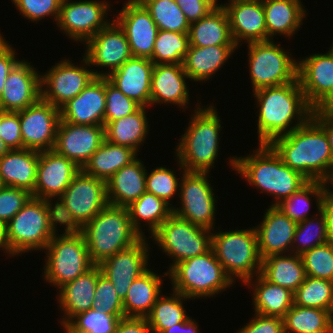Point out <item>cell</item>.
I'll use <instances>...</instances> for the list:
<instances>
[{
    "label": "cell",
    "instance_id": "6da1fadb",
    "mask_svg": "<svg viewBox=\"0 0 333 333\" xmlns=\"http://www.w3.org/2000/svg\"><path fill=\"white\" fill-rule=\"evenodd\" d=\"M253 93L259 107L256 112L258 144H269L274 138L304 125L312 117L313 108L307 103L298 79Z\"/></svg>",
    "mask_w": 333,
    "mask_h": 333
},
{
    "label": "cell",
    "instance_id": "7a4b0ae2",
    "mask_svg": "<svg viewBox=\"0 0 333 333\" xmlns=\"http://www.w3.org/2000/svg\"><path fill=\"white\" fill-rule=\"evenodd\" d=\"M269 145L283 163L308 180L328 183L333 176V156L325 131L310 118L290 133L274 138Z\"/></svg>",
    "mask_w": 333,
    "mask_h": 333
},
{
    "label": "cell",
    "instance_id": "3957f363",
    "mask_svg": "<svg viewBox=\"0 0 333 333\" xmlns=\"http://www.w3.org/2000/svg\"><path fill=\"white\" fill-rule=\"evenodd\" d=\"M229 166L250 186L273 196L274 201L270 206H276L309 181L300 172L284 164L269 144H258L257 149H253L248 156H230Z\"/></svg>",
    "mask_w": 333,
    "mask_h": 333
},
{
    "label": "cell",
    "instance_id": "277c9868",
    "mask_svg": "<svg viewBox=\"0 0 333 333\" xmlns=\"http://www.w3.org/2000/svg\"><path fill=\"white\" fill-rule=\"evenodd\" d=\"M198 102L174 153L185 171L210 172L220 154L219 134L224 126L213 103L203 107Z\"/></svg>",
    "mask_w": 333,
    "mask_h": 333
},
{
    "label": "cell",
    "instance_id": "5b68a950",
    "mask_svg": "<svg viewBox=\"0 0 333 333\" xmlns=\"http://www.w3.org/2000/svg\"><path fill=\"white\" fill-rule=\"evenodd\" d=\"M31 197L24 207L4 226L7 256L41 251L58 232L55 203ZM32 250V251H31Z\"/></svg>",
    "mask_w": 333,
    "mask_h": 333
},
{
    "label": "cell",
    "instance_id": "8992f818",
    "mask_svg": "<svg viewBox=\"0 0 333 333\" xmlns=\"http://www.w3.org/2000/svg\"><path fill=\"white\" fill-rule=\"evenodd\" d=\"M79 232L85 239L94 265L101 264L142 238L132 226L128 208L111 204H107Z\"/></svg>",
    "mask_w": 333,
    "mask_h": 333
},
{
    "label": "cell",
    "instance_id": "52a82bcc",
    "mask_svg": "<svg viewBox=\"0 0 333 333\" xmlns=\"http://www.w3.org/2000/svg\"><path fill=\"white\" fill-rule=\"evenodd\" d=\"M55 201L57 224L79 231L108 204L106 182L81 170Z\"/></svg>",
    "mask_w": 333,
    "mask_h": 333
},
{
    "label": "cell",
    "instance_id": "ba28073f",
    "mask_svg": "<svg viewBox=\"0 0 333 333\" xmlns=\"http://www.w3.org/2000/svg\"><path fill=\"white\" fill-rule=\"evenodd\" d=\"M168 277L172 290L191 300L213 298L235 285L212 248L202 255L179 262L168 272Z\"/></svg>",
    "mask_w": 333,
    "mask_h": 333
},
{
    "label": "cell",
    "instance_id": "9c48e42d",
    "mask_svg": "<svg viewBox=\"0 0 333 333\" xmlns=\"http://www.w3.org/2000/svg\"><path fill=\"white\" fill-rule=\"evenodd\" d=\"M216 231L212 232L211 248L234 284L239 279L245 285L248 280L261 273L262 258L254 226Z\"/></svg>",
    "mask_w": 333,
    "mask_h": 333
},
{
    "label": "cell",
    "instance_id": "30bf717a",
    "mask_svg": "<svg viewBox=\"0 0 333 333\" xmlns=\"http://www.w3.org/2000/svg\"><path fill=\"white\" fill-rule=\"evenodd\" d=\"M43 251L44 281L57 290L94 266L85 239L76 230H63L60 235L57 232Z\"/></svg>",
    "mask_w": 333,
    "mask_h": 333
},
{
    "label": "cell",
    "instance_id": "8fae6325",
    "mask_svg": "<svg viewBox=\"0 0 333 333\" xmlns=\"http://www.w3.org/2000/svg\"><path fill=\"white\" fill-rule=\"evenodd\" d=\"M274 40L248 43L252 92L296 81L298 60ZM290 53V54H289Z\"/></svg>",
    "mask_w": 333,
    "mask_h": 333
},
{
    "label": "cell",
    "instance_id": "7c38bea8",
    "mask_svg": "<svg viewBox=\"0 0 333 333\" xmlns=\"http://www.w3.org/2000/svg\"><path fill=\"white\" fill-rule=\"evenodd\" d=\"M163 254L171 258L170 267L163 276L179 262L202 255L212 246V231L193 225L172 214L150 236Z\"/></svg>",
    "mask_w": 333,
    "mask_h": 333
},
{
    "label": "cell",
    "instance_id": "4fadbf2b",
    "mask_svg": "<svg viewBox=\"0 0 333 333\" xmlns=\"http://www.w3.org/2000/svg\"><path fill=\"white\" fill-rule=\"evenodd\" d=\"M176 161L181 169L179 174L182 175L178 196L181 202L179 207H173V214L193 225L213 231L217 200L213 186L209 183L210 172H188Z\"/></svg>",
    "mask_w": 333,
    "mask_h": 333
},
{
    "label": "cell",
    "instance_id": "5bb4252c",
    "mask_svg": "<svg viewBox=\"0 0 333 333\" xmlns=\"http://www.w3.org/2000/svg\"><path fill=\"white\" fill-rule=\"evenodd\" d=\"M81 63L76 65L64 57L41 74V99L60 109L76 97L96 77L85 56Z\"/></svg>",
    "mask_w": 333,
    "mask_h": 333
},
{
    "label": "cell",
    "instance_id": "9a60e30c",
    "mask_svg": "<svg viewBox=\"0 0 333 333\" xmlns=\"http://www.w3.org/2000/svg\"><path fill=\"white\" fill-rule=\"evenodd\" d=\"M109 3L99 0H62L56 25L73 42L85 44L112 22L107 19L108 11H111Z\"/></svg>",
    "mask_w": 333,
    "mask_h": 333
},
{
    "label": "cell",
    "instance_id": "2e32d148",
    "mask_svg": "<svg viewBox=\"0 0 333 333\" xmlns=\"http://www.w3.org/2000/svg\"><path fill=\"white\" fill-rule=\"evenodd\" d=\"M112 22L84 45V56L88 59L91 67L108 68L104 71L95 70L96 77H107L113 71L121 67L132 56L124 30L118 23Z\"/></svg>",
    "mask_w": 333,
    "mask_h": 333
},
{
    "label": "cell",
    "instance_id": "e0dca14e",
    "mask_svg": "<svg viewBox=\"0 0 333 333\" xmlns=\"http://www.w3.org/2000/svg\"><path fill=\"white\" fill-rule=\"evenodd\" d=\"M22 149L53 150L60 121V109L40 99L19 111Z\"/></svg>",
    "mask_w": 333,
    "mask_h": 333
},
{
    "label": "cell",
    "instance_id": "ac0fdd59",
    "mask_svg": "<svg viewBox=\"0 0 333 333\" xmlns=\"http://www.w3.org/2000/svg\"><path fill=\"white\" fill-rule=\"evenodd\" d=\"M146 239L142 237L136 244L99 264L102 274L112 282L122 301L132 282L149 269L150 241Z\"/></svg>",
    "mask_w": 333,
    "mask_h": 333
},
{
    "label": "cell",
    "instance_id": "d6986e66",
    "mask_svg": "<svg viewBox=\"0 0 333 333\" xmlns=\"http://www.w3.org/2000/svg\"><path fill=\"white\" fill-rule=\"evenodd\" d=\"M104 140L105 126L77 125L60 120L53 150L82 169Z\"/></svg>",
    "mask_w": 333,
    "mask_h": 333
},
{
    "label": "cell",
    "instance_id": "ffe728a7",
    "mask_svg": "<svg viewBox=\"0 0 333 333\" xmlns=\"http://www.w3.org/2000/svg\"><path fill=\"white\" fill-rule=\"evenodd\" d=\"M113 19L124 30L133 57L152 58L158 27L138 0H127Z\"/></svg>",
    "mask_w": 333,
    "mask_h": 333
},
{
    "label": "cell",
    "instance_id": "44dd1931",
    "mask_svg": "<svg viewBox=\"0 0 333 333\" xmlns=\"http://www.w3.org/2000/svg\"><path fill=\"white\" fill-rule=\"evenodd\" d=\"M27 60L11 69L0 97V111L19 112L41 99V75Z\"/></svg>",
    "mask_w": 333,
    "mask_h": 333
},
{
    "label": "cell",
    "instance_id": "7402d4cb",
    "mask_svg": "<svg viewBox=\"0 0 333 333\" xmlns=\"http://www.w3.org/2000/svg\"><path fill=\"white\" fill-rule=\"evenodd\" d=\"M81 169L54 150L39 152L37 178L32 197L54 201L59 198ZM54 199V200H53Z\"/></svg>",
    "mask_w": 333,
    "mask_h": 333
},
{
    "label": "cell",
    "instance_id": "603a6c76",
    "mask_svg": "<svg viewBox=\"0 0 333 333\" xmlns=\"http://www.w3.org/2000/svg\"><path fill=\"white\" fill-rule=\"evenodd\" d=\"M297 78L307 103L314 109L333 88V48L298 59Z\"/></svg>",
    "mask_w": 333,
    "mask_h": 333
},
{
    "label": "cell",
    "instance_id": "cb8c5ba5",
    "mask_svg": "<svg viewBox=\"0 0 333 333\" xmlns=\"http://www.w3.org/2000/svg\"><path fill=\"white\" fill-rule=\"evenodd\" d=\"M105 103V77H95L60 108V120L77 125L104 126Z\"/></svg>",
    "mask_w": 333,
    "mask_h": 333
},
{
    "label": "cell",
    "instance_id": "d4e9b609",
    "mask_svg": "<svg viewBox=\"0 0 333 333\" xmlns=\"http://www.w3.org/2000/svg\"><path fill=\"white\" fill-rule=\"evenodd\" d=\"M269 208L256 225L258 249L262 260L268 256L291 253L297 223L276 206Z\"/></svg>",
    "mask_w": 333,
    "mask_h": 333
},
{
    "label": "cell",
    "instance_id": "484cf974",
    "mask_svg": "<svg viewBox=\"0 0 333 333\" xmlns=\"http://www.w3.org/2000/svg\"><path fill=\"white\" fill-rule=\"evenodd\" d=\"M223 8L229 19L233 41L238 48L243 42L248 44L267 41L262 0L236 1Z\"/></svg>",
    "mask_w": 333,
    "mask_h": 333
},
{
    "label": "cell",
    "instance_id": "4316f807",
    "mask_svg": "<svg viewBox=\"0 0 333 333\" xmlns=\"http://www.w3.org/2000/svg\"><path fill=\"white\" fill-rule=\"evenodd\" d=\"M188 76L183 64H154L151 75L150 106L175 105L186 109L190 105Z\"/></svg>",
    "mask_w": 333,
    "mask_h": 333
},
{
    "label": "cell",
    "instance_id": "83f0119b",
    "mask_svg": "<svg viewBox=\"0 0 333 333\" xmlns=\"http://www.w3.org/2000/svg\"><path fill=\"white\" fill-rule=\"evenodd\" d=\"M153 67L148 58L131 57L107 78L124 95L149 108Z\"/></svg>",
    "mask_w": 333,
    "mask_h": 333
},
{
    "label": "cell",
    "instance_id": "f1b7e54d",
    "mask_svg": "<svg viewBox=\"0 0 333 333\" xmlns=\"http://www.w3.org/2000/svg\"><path fill=\"white\" fill-rule=\"evenodd\" d=\"M100 272L99 265H94L90 270L58 289L56 301L59 303L61 313L64 314L59 322L62 327H65L76 315L92 309Z\"/></svg>",
    "mask_w": 333,
    "mask_h": 333
},
{
    "label": "cell",
    "instance_id": "f546056e",
    "mask_svg": "<svg viewBox=\"0 0 333 333\" xmlns=\"http://www.w3.org/2000/svg\"><path fill=\"white\" fill-rule=\"evenodd\" d=\"M146 166L138 157L118 170L107 182L108 204L129 207L146 192Z\"/></svg>",
    "mask_w": 333,
    "mask_h": 333
},
{
    "label": "cell",
    "instance_id": "4dcf8cb0",
    "mask_svg": "<svg viewBox=\"0 0 333 333\" xmlns=\"http://www.w3.org/2000/svg\"><path fill=\"white\" fill-rule=\"evenodd\" d=\"M39 151L13 149L0 157V180L3 186L34 192L37 178Z\"/></svg>",
    "mask_w": 333,
    "mask_h": 333
},
{
    "label": "cell",
    "instance_id": "1f68e13d",
    "mask_svg": "<svg viewBox=\"0 0 333 333\" xmlns=\"http://www.w3.org/2000/svg\"><path fill=\"white\" fill-rule=\"evenodd\" d=\"M262 4L267 41L273 40L278 35L286 38L293 37L308 15L301 0H262Z\"/></svg>",
    "mask_w": 333,
    "mask_h": 333
},
{
    "label": "cell",
    "instance_id": "d6a6232c",
    "mask_svg": "<svg viewBox=\"0 0 333 333\" xmlns=\"http://www.w3.org/2000/svg\"><path fill=\"white\" fill-rule=\"evenodd\" d=\"M237 49L236 45L189 46L183 61L184 71L190 81L204 84L223 68Z\"/></svg>",
    "mask_w": 333,
    "mask_h": 333
},
{
    "label": "cell",
    "instance_id": "836d02e7",
    "mask_svg": "<svg viewBox=\"0 0 333 333\" xmlns=\"http://www.w3.org/2000/svg\"><path fill=\"white\" fill-rule=\"evenodd\" d=\"M245 284L253 291V312L257 314L283 318L294 304V292L267 281L261 274L256 275Z\"/></svg>",
    "mask_w": 333,
    "mask_h": 333
},
{
    "label": "cell",
    "instance_id": "e575fe53",
    "mask_svg": "<svg viewBox=\"0 0 333 333\" xmlns=\"http://www.w3.org/2000/svg\"><path fill=\"white\" fill-rule=\"evenodd\" d=\"M160 276L149 268L132 282L123 300L125 317L145 318L151 312L164 288L162 281L165 279Z\"/></svg>",
    "mask_w": 333,
    "mask_h": 333
},
{
    "label": "cell",
    "instance_id": "d590c367",
    "mask_svg": "<svg viewBox=\"0 0 333 333\" xmlns=\"http://www.w3.org/2000/svg\"><path fill=\"white\" fill-rule=\"evenodd\" d=\"M189 46L235 45L227 13L217 6L207 16L190 23Z\"/></svg>",
    "mask_w": 333,
    "mask_h": 333
},
{
    "label": "cell",
    "instance_id": "8d00e7d4",
    "mask_svg": "<svg viewBox=\"0 0 333 333\" xmlns=\"http://www.w3.org/2000/svg\"><path fill=\"white\" fill-rule=\"evenodd\" d=\"M137 155L135 150L127 146L104 140L81 170L88 176L107 182L118 170L134 161Z\"/></svg>",
    "mask_w": 333,
    "mask_h": 333
},
{
    "label": "cell",
    "instance_id": "74e56055",
    "mask_svg": "<svg viewBox=\"0 0 333 333\" xmlns=\"http://www.w3.org/2000/svg\"><path fill=\"white\" fill-rule=\"evenodd\" d=\"M147 110V107H141L129 116L109 122L105 126V140L140 152V146L146 141L150 128Z\"/></svg>",
    "mask_w": 333,
    "mask_h": 333
},
{
    "label": "cell",
    "instance_id": "f35d334b",
    "mask_svg": "<svg viewBox=\"0 0 333 333\" xmlns=\"http://www.w3.org/2000/svg\"><path fill=\"white\" fill-rule=\"evenodd\" d=\"M267 281L295 292L306 277L301 255L268 256L262 260L261 273Z\"/></svg>",
    "mask_w": 333,
    "mask_h": 333
},
{
    "label": "cell",
    "instance_id": "ab89813d",
    "mask_svg": "<svg viewBox=\"0 0 333 333\" xmlns=\"http://www.w3.org/2000/svg\"><path fill=\"white\" fill-rule=\"evenodd\" d=\"M127 208L133 228L142 237H146L143 232L146 229H143L142 225L146 226L149 235H152L173 214V208L169 204L149 192H144ZM143 222L145 224H142Z\"/></svg>",
    "mask_w": 333,
    "mask_h": 333
},
{
    "label": "cell",
    "instance_id": "60d3db41",
    "mask_svg": "<svg viewBox=\"0 0 333 333\" xmlns=\"http://www.w3.org/2000/svg\"><path fill=\"white\" fill-rule=\"evenodd\" d=\"M284 333H333V314L295 304L283 317Z\"/></svg>",
    "mask_w": 333,
    "mask_h": 333
},
{
    "label": "cell",
    "instance_id": "b9f144b4",
    "mask_svg": "<svg viewBox=\"0 0 333 333\" xmlns=\"http://www.w3.org/2000/svg\"><path fill=\"white\" fill-rule=\"evenodd\" d=\"M328 191V183L320 180H309L298 191L277 204L276 207L298 223L312 217L308 214L312 205V198L313 200L315 199L317 209L321 210L323 200Z\"/></svg>",
    "mask_w": 333,
    "mask_h": 333
},
{
    "label": "cell",
    "instance_id": "7bdbcfd3",
    "mask_svg": "<svg viewBox=\"0 0 333 333\" xmlns=\"http://www.w3.org/2000/svg\"><path fill=\"white\" fill-rule=\"evenodd\" d=\"M171 293L169 297L161 294L151 312L145 317L152 333H161L163 330L183 323L190 318L189 314H186L185 306H183V302L190 301V299L172 289Z\"/></svg>",
    "mask_w": 333,
    "mask_h": 333
},
{
    "label": "cell",
    "instance_id": "ee69618b",
    "mask_svg": "<svg viewBox=\"0 0 333 333\" xmlns=\"http://www.w3.org/2000/svg\"><path fill=\"white\" fill-rule=\"evenodd\" d=\"M158 30L189 33L190 23L175 0H138Z\"/></svg>",
    "mask_w": 333,
    "mask_h": 333
},
{
    "label": "cell",
    "instance_id": "f6af8a7d",
    "mask_svg": "<svg viewBox=\"0 0 333 333\" xmlns=\"http://www.w3.org/2000/svg\"><path fill=\"white\" fill-rule=\"evenodd\" d=\"M188 48V33L158 30L150 60L154 64H183Z\"/></svg>",
    "mask_w": 333,
    "mask_h": 333
},
{
    "label": "cell",
    "instance_id": "bcb514c9",
    "mask_svg": "<svg viewBox=\"0 0 333 333\" xmlns=\"http://www.w3.org/2000/svg\"><path fill=\"white\" fill-rule=\"evenodd\" d=\"M293 300L297 306L319 308L333 314V282L306 276L294 292Z\"/></svg>",
    "mask_w": 333,
    "mask_h": 333
},
{
    "label": "cell",
    "instance_id": "7dc6e473",
    "mask_svg": "<svg viewBox=\"0 0 333 333\" xmlns=\"http://www.w3.org/2000/svg\"><path fill=\"white\" fill-rule=\"evenodd\" d=\"M317 211L313 217L297 223L291 253L302 255L316 246L329 242L325 214L322 210Z\"/></svg>",
    "mask_w": 333,
    "mask_h": 333
},
{
    "label": "cell",
    "instance_id": "c3c4849f",
    "mask_svg": "<svg viewBox=\"0 0 333 333\" xmlns=\"http://www.w3.org/2000/svg\"><path fill=\"white\" fill-rule=\"evenodd\" d=\"M125 315H109L99 309H89L76 315L65 327L71 333H115Z\"/></svg>",
    "mask_w": 333,
    "mask_h": 333
},
{
    "label": "cell",
    "instance_id": "681fc988",
    "mask_svg": "<svg viewBox=\"0 0 333 333\" xmlns=\"http://www.w3.org/2000/svg\"><path fill=\"white\" fill-rule=\"evenodd\" d=\"M164 166L156 167L146 172V192L152 193L161 198L172 208L175 205L170 203L174 196H179V185L181 178L176 176V171Z\"/></svg>",
    "mask_w": 333,
    "mask_h": 333
},
{
    "label": "cell",
    "instance_id": "f907efd6",
    "mask_svg": "<svg viewBox=\"0 0 333 333\" xmlns=\"http://www.w3.org/2000/svg\"><path fill=\"white\" fill-rule=\"evenodd\" d=\"M305 274L333 282V244L327 242L301 255Z\"/></svg>",
    "mask_w": 333,
    "mask_h": 333
},
{
    "label": "cell",
    "instance_id": "816d5d0a",
    "mask_svg": "<svg viewBox=\"0 0 333 333\" xmlns=\"http://www.w3.org/2000/svg\"><path fill=\"white\" fill-rule=\"evenodd\" d=\"M105 114L104 126L109 122L129 116L142 106L124 95L107 77H105Z\"/></svg>",
    "mask_w": 333,
    "mask_h": 333
},
{
    "label": "cell",
    "instance_id": "f5cc1de1",
    "mask_svg": "<svg viewBox=\"0 0 333 333\" xmlns=\"http://www.w3.org/2000/svg\"><path fill=\"white\" fill-rule=\"evenodd\" d=\"M92 309H99L109 315H124L123 301L102 272L98 274Z\"/></svg>",
    "mask_w": 333,
    "mask_h": 333
},
{
    "label": "cell",
    "instance_id": "db71d44e",
    "mask_svg": "<svg viewBox=\"0 0 333 333\" xmlns=\"http://www.w3.org/2000/svg\"><path fill=\"white\" fill-rule=\"evenodd\" d=\"M20 15L33 23L45 17H52L57 22L62 0H11Z\"/></svg>",
    "mask_w": 333,
    "mask_h": 333
},
{
    "label": "cell",
    "instance_id": "11a10c76",
    "mask_svg": "<svg viewBox=\"0 0 333 333\" xmlns=\"http://www.w3.org/2000/svg\"><path fill=\"white\" fill-rule=\"evenodd\" d=\"M31 197L32 193L27 190L3 186L0 189V224L4 227Z\"/></svg>",
    "mask_w": 333,
    "mask_h": 333
},
{
    "label": "cell",
    "instance_id": "9f6ffc18",
    "mask_svg": "<svg viewBox=\"0 0 333 333\" xmlns=\"http://www.w3.org/2000/svg\"><path fill=\"white\" fill-rule=\"evenodd\" d=\"M0 138L10 150L22 149L19 112L0 111Z\"/></svg>",
    "mask_w": 333,
    "mask_h": 333
},
{
    "label": "cell",
    "instance_id": "6f0895ef",
    "mask_svg": "<svg viewBox=\"0 0 333 333\" xmlns=\"http://www.w3.org/2000/svg\"><path fill=\"white\" fill-rule=\"evenodd\" d=\"M236 333H284L283 318L254 313L249 323Z\"/></svg>",
    "mask_w": 333,
    "mask_h": 333
},
{
    "label": "cell",
    "instance_id": "680465c9",
    "mask_svg": "<svg viewBox=\"0 0 333 333\" xmlns=\"http://www.w3.org/2000/svg\"><path fill=\"white\" fill-rule=\"evenodd\" d=\"M189 23L207 16L218 6V0H175Z\"/></svg>",
    "mask_w": 333,
    "mask_h": 333
},
{
    "label": "cell",
    "instance_id": "91938a15",
    "mask_svg": "<svg viewBox=\"0 0 333 333\" xmlns=\"http://www.w3.org/2000/svg\"><path fill=\"white\" fill-rule=\"evenodd\" d=\"M16 56L15 49L6 41L4 35L0 33V97L9 72L20 60Z\"/></svg>",
    "mask_w": 333,
    "mask_h": 333
},
{
    "label": "cell",
    "instance_id": "94428289",
    "mask_svg": "<svg viewBox=\"0 0 333 333\" xmlns=\"http://www.w3.org/2000/svg\"><path fill=\"white\" fill-rule=\"evenodd\" d=\"M115 333H152L146 318L123 317L120 319Z\"/></svg>",
    "mask_w": 333,
    "mask_h": 333
},
{
    "label": "cell",
    "instance_id": "6125c7cd",
    "mask_svg": "<svg viewBox=\"0 0 333 333\" xmlns=\"http://www.w3.org/2000/svg\"><path fill=\"white\" fill-rule=\"evenodd\" d=\"M311 118L325 131L333 156V111H313Z\"/></svg>",
    "mask_w": 333,
    "mask_h": 333
},
{
    "label": "cell",
    "instance_id": "be15d7a7",
    "mask_svg": "<svg viewBox=\"0 0 333 333\" xmlns=\"http://www.w3.org/2000/svg\"><path fill=\"white\" fill-rule=\"evenodd\" d=\"M321 210L326 217L328 240L333 244V194L329 191L323 200Z\"/></svg>",
    "mask_w": 333,
    "mask_h": 333
},
{
    "label": "cell",
    "instance_id": "e7e4bbea",
    "mask_svg": "<svg viewBox=\"0 0 333 333\" xmlns=\"http://www.w3.org/2000/svg\"><path fill=\"white\" fill-rule=\"evenodd\" d=\"M198 327V322L190 317L187 321L175 324L172 327L163 330L161 333H200Z\"/></svg>",
    "mask_w": 333,
    "mask_h": 333
},
{
    "label": "cell",
    "instance_id": "03108f58",
    "mask_svg": "<svg viewBox=\"0 0 333 333\" xmlns=\"http://www.w3.org/2000/svg\"><path fill=\"white\" fill-rule=\"evenodd\" d=\"M313 111H333V88L332 91L313 109Z\"/></svg>",
    "mask_w": 333,
    "mask_h": 333
},
{
    "label": "cell",
    "instance_id": "003e7915",
    "mask_svg": "<svg viewBox=\"0 0 333 333\" xmlns=\"http://www.w3.org/2000/svg\"><path fill=\"white\" fill-rule=\"evenodd\" d=\"M0 250L4 251V253H7L4 240V227L1 224H0Z\"/></svg>",
    "mask_w": 333,
    "mask_h": 333
},
{
    "label": "cell",
    "instance_id": "a7ac6f4b",
    "mask_svg": "<svg viewBox=\"0 0 333 333\" xmlns=\"http://www.w3.org/2000/svg\"><path fill=\"white\" fill-rule=\"evenodd\" d=\"M10 149L4 143V141L0 138V157L5 155Z\"/></svg>",
    "mask_w": 333,
    "mask_h": 333
},
{
    "label": "cell",
    "instance_id": "89a4df30",
    "mask_svg": "<svg viewBox=\"0 0 333 333\" xmlns=\"http://www.w3.org/2000/svg\"><path fill=\"white\" fill-rule=\"evenodd\" d=\"M236 1H252V0H228V2H226L224 4L218 3V6L224 7L226 4H229V3H232V2H236Z\"/></svg>",
    "mask_w": 333,
    "mask_h": 333
},
{
    "label": "cell",
    "instance_id": "2644e50d",
    "mask_svg": "<svg viewBox=\"0 0 333 333\" xmlns=\"http://www.w3.org/2000/svg\"><path fill=\"white\" fill-rule=\"evenodd\" d=\"M328 186H329V192H331L333 194V190H332L333 189V176H332L331 180L328 182Z\"/></svg>",
    "mask_w": 333,
    "mask_h": 333
},
{
    "label": "cell",
    "instance_id": "8c879c8a",
    "mask_svg": "<svg viewBox=\"0 0 333 333\" xmlns=\"http://www.w3.org/2000/svg\"><path fill=\"white\" fill-rule=\"evenodd\" d=\"M62 329L65 333H71L66 327H62Z\"/></svg>",
    "mask_w": 333,
    "mask_h": 333
},
{
    "label": "cell",
    "instance_id": "753ad0ef",
    "mask_svg": "<svg viewBox=\"0 0 333 333\" xmlns=\"http://www.w3.org/2000/svg\"><path fill=\"white\" fill-rule=\"evenodd\" d=\"M3 187V184H2V182H1V180H0V189Z\"/></svg>",
    "mask_w": 333,
    "mask_h": 333
}]
</instances>
